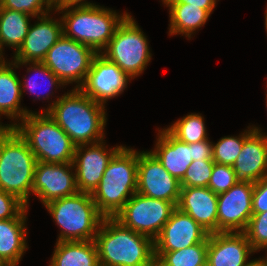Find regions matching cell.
I'll list each match as a JSON object with an SVG mask.
<instances>
[{
  "label": "cell",
  "mask_w": 267,
  "mask_h": 266,
  "mask_svg": "<svg viewBox=\"0 0 267 266\" xmlns=\"http://www.w3.org/2000/svg\"><path fill=\"white\" fill-rule=\"evenodd\" d=\"M52 102L41 112H47L76 146L104 140L106 106L93 101L79 88L57 96Z\"/></svg>",
  "instance_id": "cell-1"
},
{
  "label": "cell",
  "mask_w": 267,
  "mask_h": 266,
  "mask_svg": "<svg viewBox=\"0 0 267 266\" xmlns=\"http://www.w3.org/2000/svg\"><path fill=\"white\" fill-rule=\"evenodd\" d=\"M100 266H155L154 241L104 217L95 236Z\"/></svg>",
  "instance_id": "cell-2"
},
{
  "label": "cell",
  "mask_w": 267,
  "mask_h": 266,
  "mask_svg": "<svg viewBox=\"0 0 267 266\" xmlns=\"http://www.w3.org/2000/svg\"><path fill=\"white\" fill-rule=\"evenodd\" d=\"M55 12L62 14L63 35L101 53L128 12L100 5L56 6ZM64 13V14H63Z\"/></svg>",
  "instance_id": "cell-3"
},
{
  "label": "cell",
  "mask_w": 267,
  "mask_h": 266,
  "mask_svg": "<svg viewBox=\"0 0 267 266\" xmlns=\"http://www.w3.org/2000/svg\"><path fill=\"white\" fill-rule=\"evenodd\" d=\"M138 151L123 146L111 159L101 182L93 191L98 211L104 217H115L137 192Z\"/></svg>",
  "instance_id": "cell-4"
},
{
  "label": "cell",
  "mask_w": 267,
  "mask_h": 266,
  "mask_svg": "<svg viewBox=\"0 0 267 266\" xmlns=\"http://www.w3.org/2000/svg\"><path fill=\"white\" fill-rule=\"evenodd\" d=\"M20 122L15 128L27 141L38 162H73L76 145L47 112L33 111Z\"/></svg>",
  "instance_id": "cell-5"
},
{
  "label": "cell",
  "mask_w": 267,
  "mask_h": 266,
  "mask_svg": "<svg viewBox=\"0 0 267 266\" xmlns=\"http://www.w3.org/2000/svg\"><path fill=\"white\" fill-rule=\"evenodd\" d=\"M43 206L61 229L57 242L95 240L104 218L89 193L78 192Z\"/></svg>",
  "instance_id": "cell-6"
},
{
  "label": "cell",
  "mask_w": 267,
  "mask_h": 266,
  "mask_svg": "<svg viewBox=\"0 0 267 266\" xmlns=\"http://www.w3.org/2000/svg\"><path fill=\"white\" fill-rule=\"evenodd\" d=\"M37 162L27 141L17 130L4 142L0 159V189L15 195L27 207Z\"/></svg>",
  "instance_id": "cell-7"
},
{
  "label": "cell",
  "mask_w": 267,
  "mask_h": 266,
  "mask_svg": "<svg viewBox=\"0 0 267 266\" xmlns=\"http://www.w3.org/2000/svg\"><path fill=\"white\" fill-rule=\"evenodd\" d=\"M131 14L117 27L113 38L101 54L114 62L132 79L140 76L151 61L148 39Z\"/></svg>",
  "instance_id": "cell-8"
},
{
  "label": "cell",
  "mask_w": 267,
  "mask_h": 266,
  "mask_svg": "<svg viewBox=\"0 0 267 266\" xmlns=\"http://www.w3.org/2000/svg\"><path fill=\"white\" fill-rule=\"evenodd\" d=\"M176 208L173 202L154 199L136 192L114 218L123 226L154 241Z\"/></svg>",
  "instance_id": "cell-9"
},
{
  "label": "cell",
  "mask_w": 267,
  "mask_h": 266,
  "mask_svg": "<svg viewBox=\"0 0 267 266\" xmlns=\"http://www.w3.org/2000/svg\"><path fill=\"white\" fill-rule=\"evenodd\" d=\"M96 52L64 35L49 49L42 61L64 85L77 83L79 88L85 81Z\"/></svg>",
  "instance_id": "cell-10"
},
{
  "label": "cell",
  "mask_w": 267,
  "mask_h": 266,
  "mask_svg": "<svg viewBox=\"0 0 267 266\" xmlns=\"http://www.w3.org/2000/svg\"><path fill=\"white\" fill-rule=\"evenodd\" d=\"M131 79L114 62L97 53L79 89L93 101L105 106L109 99L124 92Z\"/></svg>",
  "instance_id": "cell-11"
},
{
  "label": "cell",
  "mask_w": 267,
  "mask_h": 266,
  "mask_svg": "<svg viewBox=\"0 0 267 266\" xmlns=\"http://www.w3.org/2000/svg\"><path fill=\"white\" fill-rule=\"evenodd\" d=\"M180 189V181L150 151H138L137 193L173 202L177 206Z\"/></svg>",
  "instance_id": "cell-12"
},
{
  "label": "cell",
  "mask_w": 267,
  "mask_h": 266,
  "mask_svg": "<svg viewBox=\"0 0 267 266\" xmlns=\"http://www.w3.org/2000/svg\"><path fill=\"white\" fill-rule=\"evenodd\" d=\"M77 145L73 158L76 185L79 192L92 194L103 177L113 156L123 147L114 146L108 149L104 142Z\"/></svg>",
  "instance_id": "cell-13"
},
{
  "label": "cell",
  "mask_w": 267,
  "mask_h": 266,
  "mask_svg": "<svg viewBox=\"0 0 267 266\" xmlns=\"http://www.w3.org/2000/svg\"><path fill=\"white\" fill-rule=\"evenodd\" d=\"M254 183L238 181L218 194V232H244L252 217Z\"/></svg>",
  "instance_id": "cell-14"
},
{
  "label": "cell",
  "mask_w": 267,
  "mask_h": 266,
  "mask_svg": "<svg viewBox=\"0 0 267 266\" xmlns=\"http://www.w3.org/2000/svg\"><path fill=\"white\" fill-rule=\"evenodd\" d=\"M78 192L73 163L37 162L32 194L36 195L43 205Z\"/></svg>",
  "instance_id": "cell-15"
},
{
  "label": "cell",
  "mask_w": 267,
  "mask_h": 266,
  "mask_svg": "<svg viewBox=\"0 0 267 266\" xmlns=\"http://www.w3.org/2000/svg\"><path fill=\"white\" fill-rule=\"evenodd\" d=\"M47 13L36 17L37 23L30 25L24 42L13 56V62H42L49 49L63 36L61 17L54 18Z\"/></svg>",
  "instance_id": "cell-16"
},
{
  "label": "cell",
  "mask_w": 267,
  "mask_h": 266,
  "mask_svg": "<svg viewBox=\"0 0 267 266\" xmlns=\"http://www.w3.org/2000/svg\"><path fill=\"white\" fill-rule=\"evenodd\" d=\"M206 232L191 216L176 208L154 240V252H171L203 242Z\"/></svg>",
  "instance_id": "cell-17"
},
{
  "label": "cell",
  "mask_w": 267,
  "mask_h": 266,
  "mask_svg": "<svg viewBox=\"0 0 267 266\" xmlns=\"http://www.w3.org/2000/svg\"><path fill=\"white\" fill-rule=\"evenodd\" d=\"M255 253L243 232H217L208 235L206 266H246Z\"/></svg>",
  "instance_id": "cell-18"
},
{
  "label": "cell",
  "mask_w": 267,
  "mask_h": 266,
  "mask_svg": "<svg viewBox=\"0 0 267 266\" xmlns=\"http://www.w3.org/2000/svg\"><path fill=\"white\" fill-rule=\"evenodd\" d=\"M209 234L218 232V194L208 187H181L176 206Z\"/></svg>",
  "instance_id": "cell-19"
},
{
  "label": "cell",
  "mask_w": 267,
  "mask_h": 266,
  "mask_svg": "<svg viewBox=\"0 0 267 266\" xmlns=\"http://www.w3.org/2000/svg\"><path fill=\"white\" fill-rule=\"evenodd\" d=\"M253 127L232 167L239 181L256 183L267 174V134Z\"/></svg>",
  "instance_id": "cell-20"
},
{
  "label": "cell",
  "mask_w": 267,
  "mask_h": 266,
  "mask_svg": "<svg viewBox=\"0 0 267 266\" xmlns=\"http://www.w3.org/2000/svg\"><path fill=\"white\" fill-rule=\"evenodd\" d=\"M158 138L150 152L178 181H181L192 160L190 144L179 141L166 128H158Z\"/></svg>",
  "instance_id": "cell-21"
},
{
  "label": "cell",
  "mask_w": 267,
  "mask_h": 266,
  "mask_svg": "<svg viewBox=\"0 0 267 266\" xmlns=\"http://www.w3.org/2000/svg\"><path fill=\"white\" fill-rule=\"evenodd\" d=\"M16 62L6 60L0 65V116H7L16 126L31 110L21 107V80L16 74ZM19 119V120H18ZM18 121V122H16Z\"/></svg>",
  "instance_id": "cell-22"
},
{
  "label": "cell",
  "mask_w": 267,
  "mask_h": 266,
  "mask_svg": "<svg viewBox=\"0 0 267 266\" xmlns=\"http://www.w3.org/2000/svg\"><path fill=\"white\" fill-rule=\"evenodd\" d=\"M26 219L0 220V266H17L29 248Z\"/></svg>",
  "instance_id": "cell-23"
},
{
  "label": "cell",
  "mask_w": 267,
  "mask_h": 266,
  "mask_svg": "<svg viewBox=\"0 0 267 266\" xmlns=\"http://www.w3.org/2000/svg\"><path fill=\"white\" fill-rule=\"evenodd\" d=\"M49 266H100L95 240L56 242Z\"/></svg>",
  "instance_id": "cell-24"
},
{
  "label": "cell",
  "mask_w": 267,
  "mask_h": 266,
  "mask_svg": "<svg viewBox=\"0 0 267 266\" xmlns=\"http://www.w3.org/2000/svg\"><path fill=\"white\" fill-rule=\"evenodd\" d=\"M169 7V35H184L191 39L196 30L203 27L211 15L207 10L188 4H164Z\"/></svg>",
  "instance_id": "cell-25"
},
{
  "label": "cell",
  "mask_w": 267,
  "mask_h": 266,
  "mask_svg": "<svg viewBox=\"0 0 267 266\" xmlns=\"http://www.w3.org/2000/svg\"><path fill=\"white\" fill-rule=\"evenodd\" d=\"M30 18H35L23 12L3 9L0 6V51L3 46L13 48L15 53L24 42L30 28Z\"/></svg>",
  "instance_id": "cell-26"
},
{
  "label": "cell",
  "mask_w": 267,
  "mask_h": 266,
  "mask_svg": "<svg viewBox=\"0 0 267 266\" xmlns=\"http://www.w3.org/2000/svg\"><path fill=\"white\" fill-rule=\"evenodd\" d=\"M208 237L201 243L171 251L154 252L155 266H206Z\"/></svg>",
  "instance_id": "cell-27"
},
{
  "label": "cell",
  "mask_w": 267,
  "mask_h": 266,
  "mask_svg": "<svg viewBox=\"0 0 267 266\" xmlns=\"http://www.w3.org/2000/svg\"><path fill=\"white\" fill-rule=\"evenodd\" d=\"M31 64V65H30ZM27 66L29 65V67H27V73H30L31 71L35 72L34 74L37 75L38 79L40 78V76L45 77L42 78L43 82L45 83L48 82L47 84H45L46 87H50L51 89H53V87H55L54 89H58L64 85V83L43 63V62H16V67L19 68L20 66ZM36 75L27 79L26 77H23V81H21V95H23V93L25 92V90H28L30 92V94H35V98H38V100H40V98L43 100H49L51 99L50 96L54 95V92L52 90H46V94L44 93L42 96L39 94V92L37 91L39 89V86L41 85V81L39 82L38 79L36 78ZM26 78V79H25ZM23 82V83H22ZM44 86V84L42 85ZM61 86V87H60ZM38 88V89H37ZM42 90V89H41ZM24 91V92H23ZM38 94H37V92ZM48 91V92H47ZM51 91V92H49ZM43 93V92H42ZM41 96V97H40Z\"/></svg>",
  "instance_id": "cell-28"
},
{
  "label": "cell",
  "mask_w": 267,
  "mask_h": 266,
  "mask_svg": "<svg viewBox=\"0 0 267 266\" xmlns=\"http://www.w3.org/2000/svg\"><path fill=\"white\" fill-rule=\"evenodd\" d=\"M166 129L179 141L188 144L209 139L204 117L199 113L187 114Z\"/></svg>",
  "instance_id": "cell-29"
},
{
  "label": "cell",
  "mask_w": 267,
  "mask_h": 266,
  "mask_svg": "<svg viewBox=\"0 0 267 266\" xmlns=\"http://www.w3.org/2000/svg\"><path fill=\"white\" fill-rule=\"evenodd\" d=\"M239 136H224L217 143H213V161L217 164L233 166L239 156L244 140L255 130L253 125L247 126Z\"/></svg>",
  "instance_id": "cell-30"
},
{
  "label": "cell",
  "mask_w": 267,
  "mask_h": 266,
  "mask_svg": "<svg viewBox=\"0 0 267 266\" xmlns=\"http://www.w3.org/2000/svg\"><path fill=\"white\" fill-rule=\"evenodd\" d=\"M214 163L213 160L193 161L186 170L183 179L180 181V186L208 187Z\"/></svg>",
  "instance_id": "cell-31"
},
{
  "label": "cell",
  "mask_w": 267,
  "mask_h": 266,
  "mask_svg": "<svg viewBox=\"0 0 267 266\" xmlns=\"http://www.w3.org/2000/svg\"><path fill=\"white\" fill-rule=\"evenodd\" d=\"M3 9H10L39 17L55 10L52 0H0Z\"/></svg>",
  "instance_id": "cell-32"
},
{
  "label": "cell",
  "mask_w": 267,
  "mask_h": 266,
  "mask_svg": "<svg viewBox=\"0 0 267 266\" xmlns=\"http://www.w3.org/2000/svg\"><path fill=\"white\" fill-rule=\"evenodd\" d=\"M255 252L267 246V212L252 214L243 232Z\"/></svg>",
  "instance_id": "cell-33"
},
{
  "label": "cell",
  "mask_w": 267,
  "mask_h": 266,
  "mask_svg": "<svg viewBox=\"0 0 267 266\" xmlns=\"http://www.w3.org/2000/svg\"><path fill=\"white\" fill-rule=\"evenodd\" d=\"M238 181L232 166L214 163L212 175L208 182V188L215 194H220L228 191Z\"/></svg>",
  "instance_id": "cell-34"
},
{
  "label": "cell",
  "mask_w": 267,
  "mask_h": 266,
  "mask_svg": "<svg viewBox=\"0 0 267 266\" xmlns=\"http://www.w3.org/2000/svg\"><path fill=\"white\" fill-rule=\"evenodd\" d=\"M27 205L13 194L0 189V220L27 218Z\"/></svg>",
  "instance_id": "cell-35"
},
{
  "label": "cell",
  "mask_w": 267,
  "mask_h": 266,
  "mask_svg": "<svg viewBox=\"0 0 267 266\" xmlns=\"http://www.w3.org/2000/svg\"><path fill=\"white\" fill-rule=\"evenodd\" d=\"M267 212V174L254 183L252 196V213L259 214Z\"/></svg>",
  "instance_id": "cell-36"
},
{
  "label": "cell",
  "mask_w": 267,
  "mask_h": 266,
  "mask_svg": "<svg viewBox=\"0 0 267 266\" xmlns=\"http://www.w3.org/2000/svg\"><path fill=\"white\" fill-rule=\"evenodd\" d=\"M192 160H213V142L208 139L190 144Z\"/></svg>",
  "instance_id": "cell-37"
},
{
  "label": "cell",
  "mask_w": 267,
  "mask_h": 266,
  "mask_svg": "<svg viewBox=\"0 0 267 266\" xmlns=\"http://www.w3.org/2000/svg\"><path fill=\"white\" fill-rule=\"evenodd\" d=\"M216 2L217 0H165L163 4H190L207 10L212 14L213 9L216 7Z\"/></svg>",
  "instance_id": "cell-38"
},
{
  "label": "cell",
  "mask_w": 267,
  "mask_h": 266,
  "mask_svg": "<svg viewBox=\"0 0 267 266\" xmlns=\"http://www.w3.org/2000/svg\"><path fill=\"white\" fill-rule=\"evenodd\" d=\"M16 131L15 126L4 124L0 126V159L4 142Z\"/></svg>",
  "instance_id": "cell-39"
},
{
  "label": "cell",
  "mask_w": 267,
  "mask_h": 266,
  "mask_svg": "<svg viewBox=\"0 0 267 266\" xmlns=\"http://www.w3.org/2000/svg\"><path fill=\"white\" fill-rule=\"evenodd\" d=\"M96 5L95 3L86 0H61L56 6H85Z\"/></svg>",
  "instance_id": "cell-40"
},
{
  "label": "cell",
  "mask_w": 267,
  "mask_h": 266,
  "mask_svg": "<svg viewBox=\"0 0 267 266\" xmlns=\"http://www.w3.org/2000/svg\"><path fill=\"white\" fill-rule=\"evenodd\" d=\"M246 266H264V264L262 263V261L258 258L257 259H253V261H251L248 265Z\"/></svg>",
  "instance_id": "cell-41"
},
{
  "label": "cell",
  "mask_w": 267,
  "mask_h": 266,
  "mask_svg": "<svg viewBox=\"0 0 267 266\" xmlns=\"http://www.w3.org/2000/svg\"><path fill=\"white\" fill-rule=\"evenodd\" d=\"M263 249L264 250L267 249V246H265ZM259 259L262 261V263L264 264V266H267V254H266V257L265 258L263 257V258H259Z\"/></svg>",
  "instance_id": "cell-42"
},
{
  "label": "cell",
  "mask_w": 267,
  "mask_h": 266,
  "mask_svg": "<svg viewBox=\"0 0 267 266\" xmlns=\"http://www.w3.org/2000/svg\"><path fill=\"white\" fill-rule=\"evenodd\" d=\"M4 53H2L1 51H0V65L5 61V58H4V55H3Z\"/></svg>",
  "instance_id": "cell-43"
},
{
  "label": "cell",
  "mask_w": 267,
  "mask_h": 266,
  "mask_svg": "<svg viewBox=\"0 0 267 266\" xmlns=\"http://www.w3.org/2000/svg\"><path fill=\"white\" fill-rule=\"evenodd\" d=\"M265 11H266V13H265V30L267 32V9Z\"/></svg>",
  "instance_id": "cell-44"
},
{
  "label": "cell",
  "mask_w": 267,
  "mask_h": 266,
  "mask_svg": "<svg viewBox=\"0 0 267 266\" xmlns=\"http://www.w3.org/2000/svg\"><path fill=\"white\" fill-rule=\"evenodd\" d=\"M61 0H52V2L57 5Z\"/></svg>",
  "instance_id": "cell-45"
},
{
  "label": "cell",
  "mask_w": 267,
  "mask_h": 266,
  "mask_svg": "<svg viewBox=\"0 0 267 266\" xmlns=\"http://www.w3.org/2000/svg\"><path fill=\"white\" fill-rule=\"evenodd\" d=\"M266 92H267V90H266ZM265 99H266V106H267V93H266V98Z\"/></svg>",
  "instance_id": "cell-46"
}]
</instances>
